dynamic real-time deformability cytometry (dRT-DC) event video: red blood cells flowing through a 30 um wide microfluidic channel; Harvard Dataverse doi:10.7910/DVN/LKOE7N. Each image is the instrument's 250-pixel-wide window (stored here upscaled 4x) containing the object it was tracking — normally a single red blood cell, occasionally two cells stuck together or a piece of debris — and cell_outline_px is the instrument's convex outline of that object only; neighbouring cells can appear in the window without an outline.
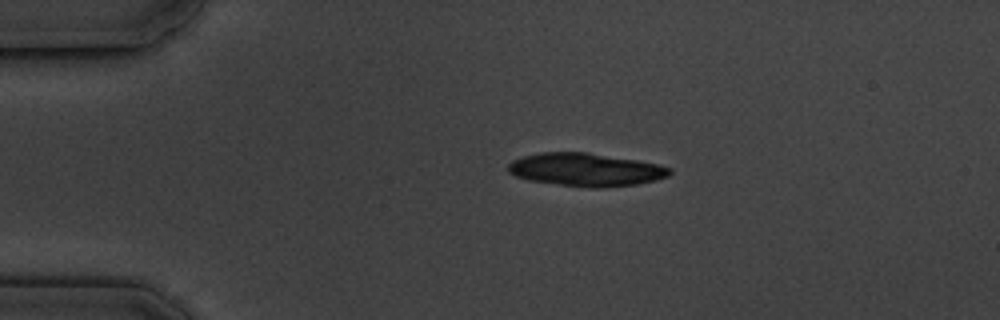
{"species": "common noctule bat (a hibernating species)", "species_latin": "Nyctalus noctula", "temperature_condition": "cold", "stored_images_in_passage": 10, "camera_frame_rate_fps": 3000, "um_per_image_px": 0.085, "animal": {"sex": "male", "body_mass_g": 19.5, "forearm_length_mm": 54.6}, "frame": {"image": 1, "passage_image": 2, "time_ms": 1.333, "image_size_px": [1000, 320], "cell_outline_px": [[672, 172], [668, 176], [656, 180], [636, 184], [604, 188], [588, 188], [528, 180], [516, 176], [508, 172], [508, 164], [512, 160], [524, 156], [540, 152], [588, 152], [660, 164], [672, 168]], "centroid_in_image_um": [49.81, 14.42], "position_along_channel_um": 35.2, "area_um2": 31.27}}
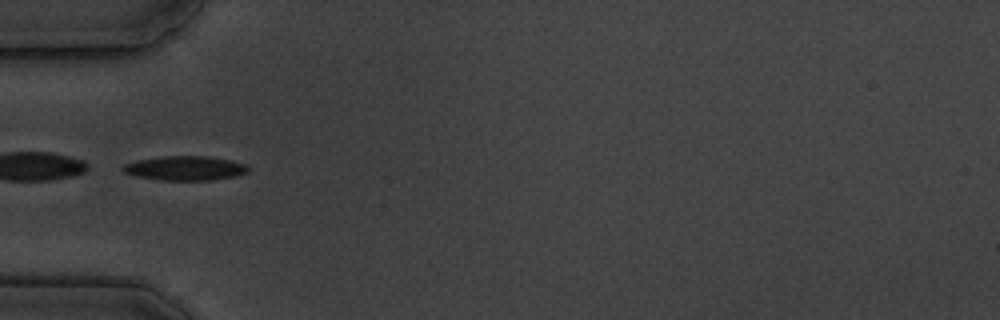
{"frame": {"image": 2, "passage_image": 4, "time_ms": 3.667, "image_size_px": [1000, 320], "cell_outline_px": [[248, 172], [232, 176], [212, 180], [164, 180], [136, 176], [124, 172], [120, 168], [124, 164], [140, 160], [164, 156], [208, 156], [232, 160], [248, 164]], "centroid_in_image_um": [15.76, 14.29], "position_along_channel_um": 69.2, "area_um2": 17.63}}